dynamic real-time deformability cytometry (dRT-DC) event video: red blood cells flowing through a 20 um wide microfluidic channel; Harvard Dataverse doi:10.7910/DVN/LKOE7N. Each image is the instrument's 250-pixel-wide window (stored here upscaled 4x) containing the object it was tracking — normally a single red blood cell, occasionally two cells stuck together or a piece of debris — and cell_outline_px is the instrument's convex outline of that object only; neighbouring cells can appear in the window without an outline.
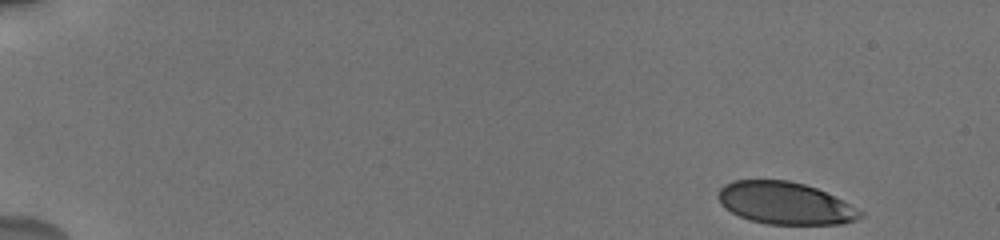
{"species": "human", "species_latin": "Homo sapiens", "temperature_condition": "cold", "stored_images_in_passage": 16, "camera_frame_rate_fps": 3000, "um_per_image_px": 0.085, "donor": {"sex": "male"}, "frame": {"image": 1, "passage_image": 1, "time_ms": 0.0, "image_size_px": [1000, 240], "cell_outline_px": [[864, 216], [856, 220], [844, 224], [768, 224], [748, 220], [724, 208], [720, 204], [716, 196], [720, 188], [724, 184], [732, 180], [788, 180], [804, 184], [816, 188], [864, 212]], "centroid_in_image_um": [66.69, 17.27], "position_along_channel_um": 18.3, "area_um2": 34.97}}
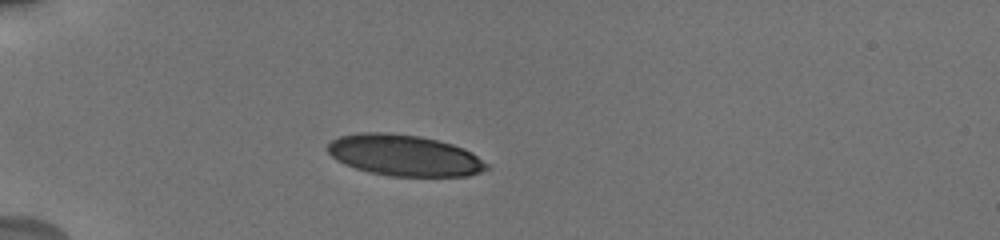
{"frame": {"image": 2, "passage_image": 12, "time_ms": 4.0, "image_size_px": [1000, 240], "cell_outline_px": [[488, 168], [480, 172], [468, 176], [392, 176], [368, 172], [344, 164], [336, 160], [328, 152], [328, 144], [332, 140], [340, 136], [360, 132], [392, 132], [420, 136], [452, 144], [464, 148], [472, 152], [488, 164]], "centroid_in_image_um": [34.36, 13.2], "position_along_channel_um": 50.6, "area_um2": 38.21}}
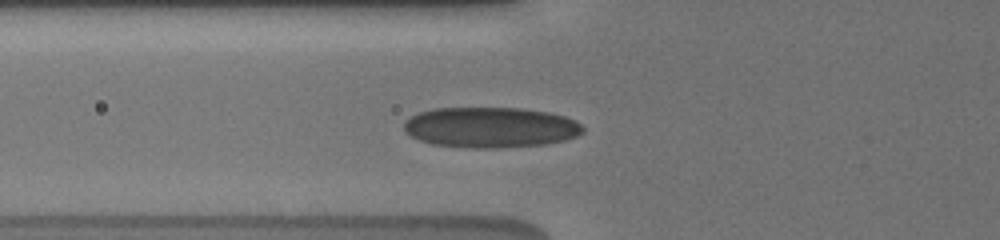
{"frame": {"image": 3, "passage_image": 16, "time_ms": 5.667, "image_size_px": [1000, 240], "cell_outline_px": [[584, 132], [576, 136], [564, 140], [544, 144], [492, 148], [472, 148], [432, 144], [420, 140], [412, 136], [404, 128], [404, 124], [412, 116], [420, 112], [436, 108], [520, 108], [548, 112], [564, 116], [576, 120], [584, 128]], "centroid_in_image_um": [41.73, 10.82], "position_along_channel_um": 84.1, "area_um2": 41.96}}